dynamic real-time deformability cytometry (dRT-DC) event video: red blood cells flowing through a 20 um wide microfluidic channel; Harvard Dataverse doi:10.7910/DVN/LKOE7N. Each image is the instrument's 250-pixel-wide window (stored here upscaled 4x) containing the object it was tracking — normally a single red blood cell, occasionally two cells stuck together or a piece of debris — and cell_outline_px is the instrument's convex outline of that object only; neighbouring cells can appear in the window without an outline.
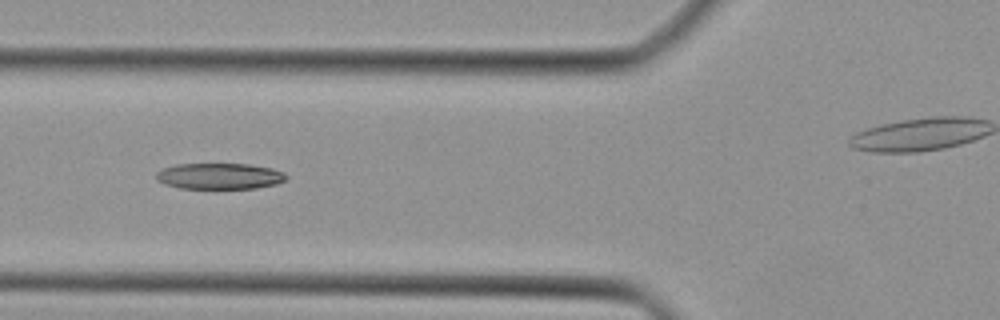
{"species": "Egyptian fruit bat (a non-hibernating species)", "species_latin": "Rousettus aegyptiacus", "temperature_condition": "cold", "stored_images_in_passage": 12, "camera_frame_rate_fps": 3000, "um_per_image_px": 0.085, "animal": {"sex": "female"}, "frame": {"image": 1, "passage_image": 5, "time_ms": 1.333, "image_size_px": [1000, 320], "cell_outline_px": [[288, 176], [284, 180], [276, 184], [256, 188], [180, 188], [164, 184], [156, 180], [156, 172], [164, 168], [176, 164], [248, 164], [272, 168], [284, 172]], "centroid_in_image_um": [18.65, 14.97], "position_along_channel_um": 107.1, "area_um2": 19.71}}
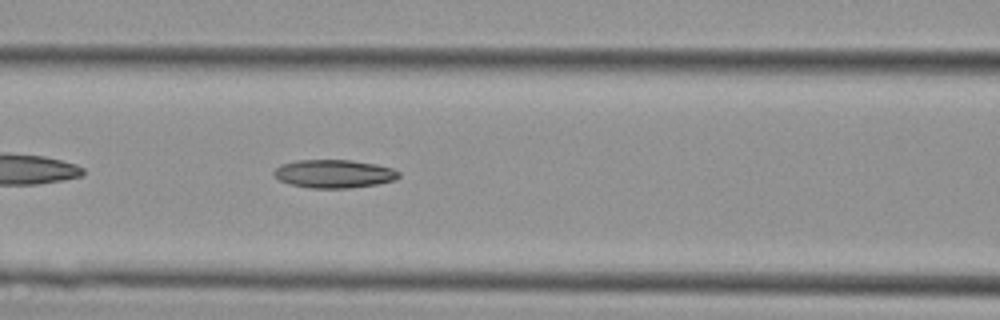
{"frame": {"image": 2, "passage_image": 7, "time_ms": 2.0, "image_size_px": [1000, 320], "cell_outline_px": [[400, 176], [396, 180], [376, 184], [348, 188], [308, 188], [292, 184], [280, 180], [272, 172], [280, 164], [296, 160], [352, 160], [376, 164], [392, 168], [400, 172]], "centroid_in_image_um": [28.4, 14.76], "position_along_channel_um": 138.2, "area_um2": 20.58}}
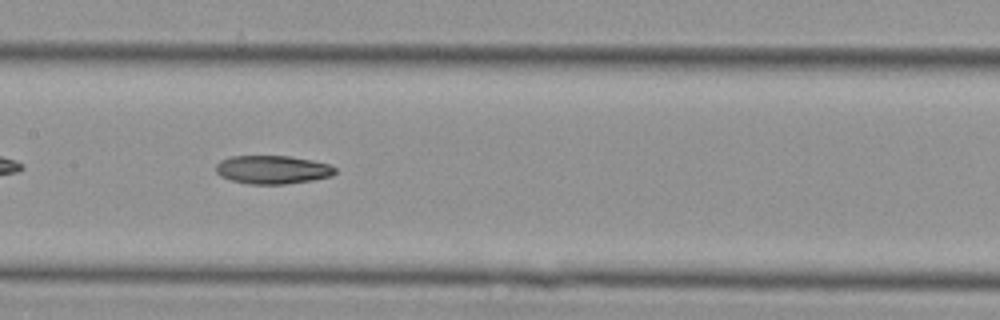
{"frame": {"image": 3, "passage_image": 10, "time_ms": 3.0, "image_size_px": [1000, 320], "cell_outline_px": [[336, 172], [332, 176], [312, 180], [284, 184], [252, 184], [232, 180], [220, 176], [216, 172], [216, 164], [220, 160], [232, 156], [288, 156], [312, 160], [328, 164], [336, 168]], "centroid_in_image_um": [23.16, 14.42], "position_along_channel_um": 184.2, "area_um2": 19.65}}